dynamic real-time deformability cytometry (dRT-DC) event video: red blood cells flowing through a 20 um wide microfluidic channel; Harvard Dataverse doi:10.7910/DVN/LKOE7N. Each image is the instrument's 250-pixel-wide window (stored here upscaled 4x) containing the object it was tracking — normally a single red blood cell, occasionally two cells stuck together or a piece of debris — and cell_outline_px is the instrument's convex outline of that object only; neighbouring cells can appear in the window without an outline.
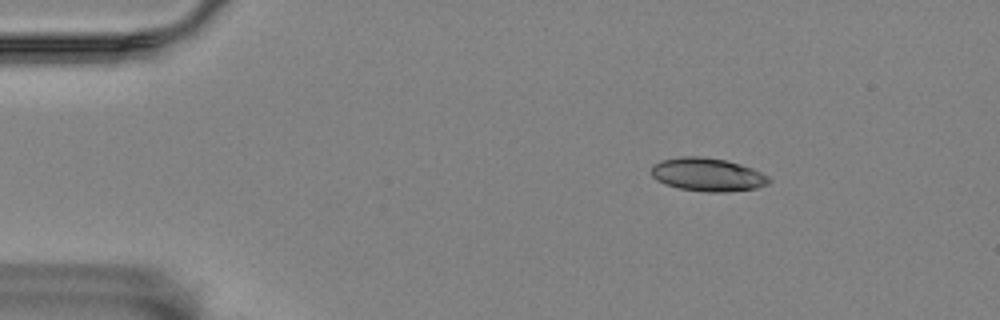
{"species": "Egyptian fruit bat (a non-hibernating species)", "species_latin": "Rousettus aegyptiacus", "temperature_condition": "room temperature", "stored_images_in_passage": 6, "camera_frame_rate_fps": 3000, "um_per_image_px": 0.085, "animal": {"sex": "female"}, "frame": {"image": 1, "passage_image": 1, "time_ms": 0.0, "image_size_px": [1000, 320], "cell_outline_px": [[772, 180], [768, 184], [756, 188], [724, 192], [704, 192], [680, 188], [664, 184], [656, 180], [652, 176], [652, 164], [660, 160], [680, 156], [700, 156], [724, 160], [740, 164], [752, 168], [768, 176]], "centroid_in_image_um": [60.12, 14.84], "position_along_channel_um": 24.9, "area_um2": 22.89}}
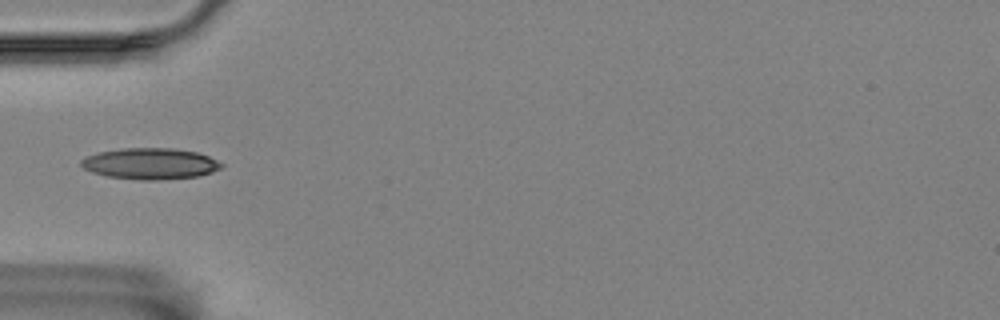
{"frame": {"image": 2, "passage_image": 4, "time_ms": 3.333, "image_size_px": [1000, 320], "cell_outline_px": [[224, 164], [220, 168], [212, 172], [200, 176], [156, 180], [144, 180], [108, 176], [92, 172], [84, 168], [80, 164], [80, 160], [88, 156], [100, 152], [120, 148], [172, 148], [196, 152], [208, 156]], "centroid_in_image_um": [12.78, 13.91], "position_along_channel_um": 72.2, "area_um2": 25.32}}
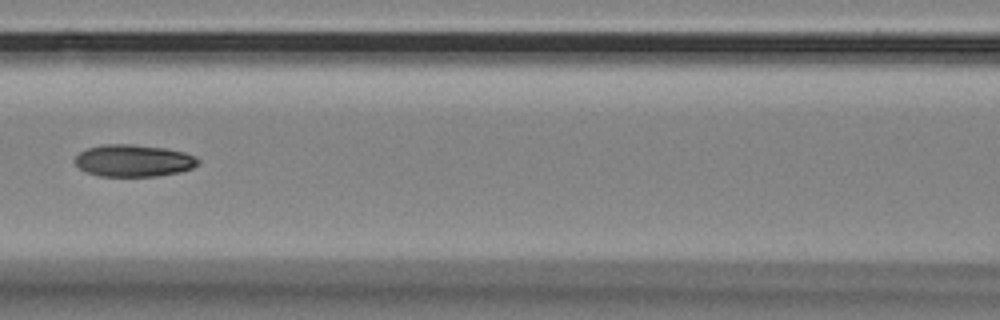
{"frame": {"image": 3, "passage_image": 6, "time_ms": 5.667, "image_size_px": [1000, 320], "cell_outline_px": [[200, 164], [192, 168], [180, 172], [156, 176], [100, 176], [84, 172], [72, 160], [80, 152], [88, 148], [104, 144], [132, 144], [164, 148], [184, 152], [196, 156], [200, 160]], "centroid_in_image_um": [11.36, 13.66], "position_along_channel_um": 155.2, "area_um2": 23.18}}